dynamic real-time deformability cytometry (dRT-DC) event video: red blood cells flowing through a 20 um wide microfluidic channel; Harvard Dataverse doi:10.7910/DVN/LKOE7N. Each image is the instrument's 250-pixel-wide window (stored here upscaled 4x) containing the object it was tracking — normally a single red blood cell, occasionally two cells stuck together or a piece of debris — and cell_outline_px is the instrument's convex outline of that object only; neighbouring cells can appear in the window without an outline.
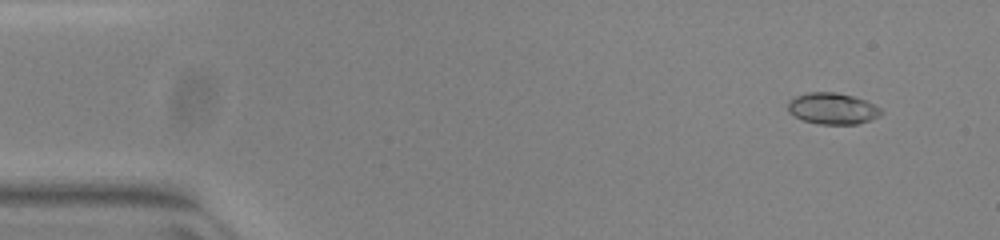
{"species": "common noctule bat (a hibernating species)", "species_latin": "Nyctalus noctula", "temperature_condition": "warm", "stored_images_in_passage": 52, "camera_frame_rate_fps": 3000, "um_per_image_px": 0.085, "animal": {"sex": "female", "body_mass_g": 23.0, "forearm_length_mm": 53.4}, "frame": {"image": 1, "passage_image": 4, "time_ms": 1.0, "image_size_px": [1000, 240], "cell_outline_px": [[884, 112], [880, 116], [856, 124], [820, 124], [804, 120], [788, 112], [788, 104], [796, 96], [808, 92], [836, 92], [852, 96], [864, 100], [880, 108]], "centroid_in_image_um": [70.77, 9.22], "position_along_channel_um": 14.2, "area_um2": 16.76}}
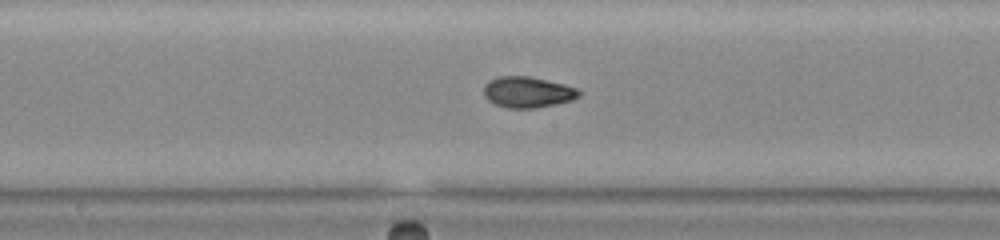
{"frame": {"image": 2, "passage_image": 27, "time_ms": 8.667, "image_size_px": [1000, 240], "cell_outline_px": [[580, 96], [572, 100], [532, 108], [508, 108], [496, 104], [488, 100], [484, 96], [484, 88], [492, 80], [500, 76], [528, 76], [564, 84], [576, 88], [580, 92]], "centroid_in_image_um": [44.86, 7.83], "position_along_channel_um": 203.3, "area_um2": 16.76}}
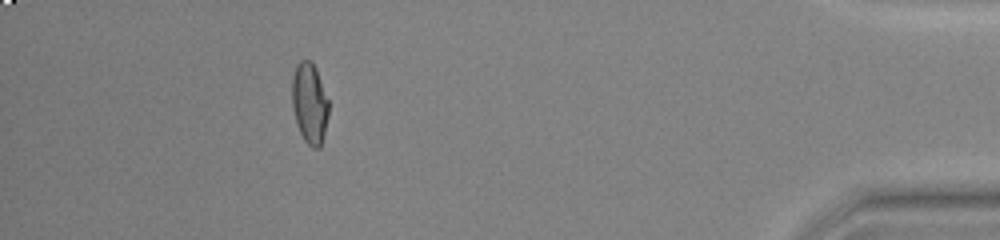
{"frame": {"image": 3, "passage_image": 47, "time_ms": 15.333, "image_size_px": [1000, 240], "cell_outline_px": [[328, 116], [320, 148], [312, 148], [304, 140], [300, 132], [292, 108], [292, 76], [296, 64], [300, 60], [308, 60], [316, 68], [328, 100]], "centroid_in_image_um": [26.3, 8.77], "position_along_channel_um": 408.9, "area_um2": 17.11}, "authors_computed_cell_mechanics": {"area_um2": 16.8198, "velocity_mm_per_s": 3.9476, "shape_relaxation_time_tau1_ms": null, "shape_relaxation_time_tau2_ms": 1.6223, "deformation_change_tau1": null, "deformation_change_tau2": 0.0648}}